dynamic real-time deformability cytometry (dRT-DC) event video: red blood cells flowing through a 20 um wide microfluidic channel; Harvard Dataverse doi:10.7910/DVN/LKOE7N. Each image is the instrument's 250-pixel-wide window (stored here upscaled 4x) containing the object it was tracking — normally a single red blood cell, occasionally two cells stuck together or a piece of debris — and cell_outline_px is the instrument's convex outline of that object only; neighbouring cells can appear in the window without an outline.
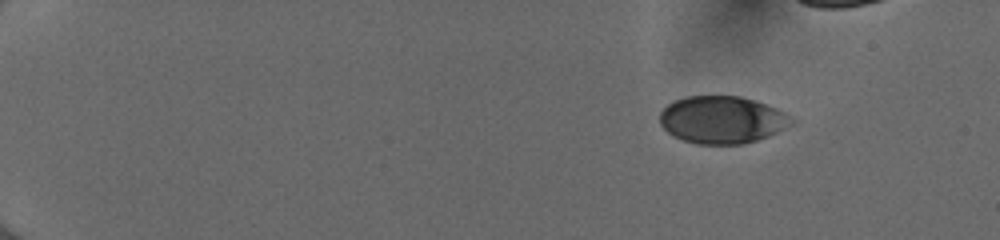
{"species": "human", "species_latin": "Homo sapiens", "temperature_condition": "cold", "stored_images_in_passage": 43, "camera_frame_rate_fps": 3000, "um_per_image_px": 0.085, "donor": {"sex": "female"}, "frame": {"image": 1, "passage_image": 1, "time_ms": 0.0, "image_size_px": [1000, 240], "cell_outline_px": [[796, 124], [768, 136], [756, 140], [740, 144], [696, 144], [672, 136], [660, 124], [660, 112], [668, 104], [684, 96], [740, 96], [776, 108], [792, 116], [796, 120]], "centroid_in_image_um": [61.4, 10.18], "position_along_channel_um": 23.6, "area_um2": 36.47}}
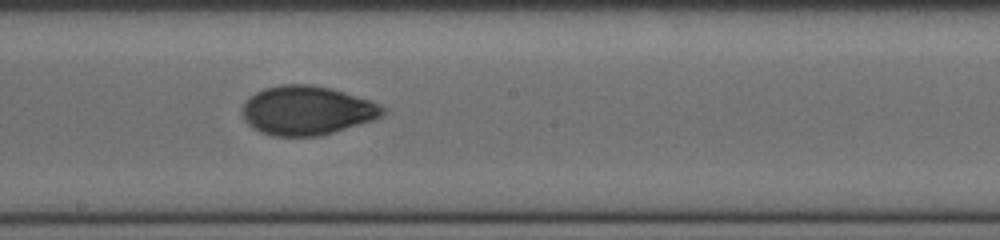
{"frame": {"image": 2, "passage_image": 26, "time_ms": 8.333, "image_size_px": [1000, 240], "cell_outline_px": [[388, 108], [384, 116], [372, 120], [320, 136], [272, 136], [260, 132], [252, 128], [244, 120], [244, 104], [248, 96], [264, 88], [280, 84], [312, 84], [344, 92], [372, 100]], "centroid_in_image_um": [26.11, 9.38], "position_along_channel_um": 222.1, "area_um2": 40.34}}
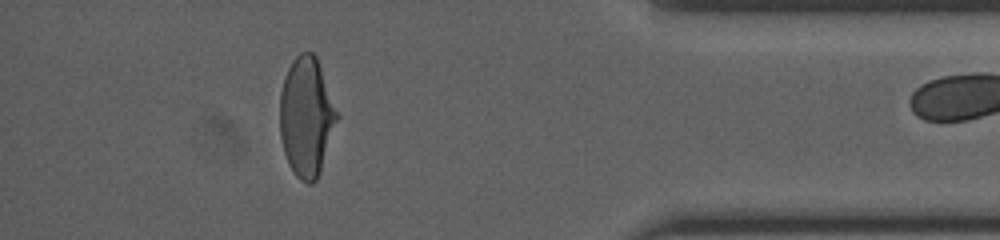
{"frame": {"image": 3, "passage_image": 42, "time_ms": 13.667, "image_size_px": [1000, 240], "cell_outline_px": [[340, 116], [316, 180], [312, 184], [308, 184], [300, 180], [296, 176], [288, 164], [284, 152], [280, 136], [280, 92], [284, 76], [292, 60], [300, 52], [312, 52], [316, 56]], "centroid_in_image_um": [26.05, 9.92], "position_along_channel_um": 409.2, "area_um2": 39.88}}